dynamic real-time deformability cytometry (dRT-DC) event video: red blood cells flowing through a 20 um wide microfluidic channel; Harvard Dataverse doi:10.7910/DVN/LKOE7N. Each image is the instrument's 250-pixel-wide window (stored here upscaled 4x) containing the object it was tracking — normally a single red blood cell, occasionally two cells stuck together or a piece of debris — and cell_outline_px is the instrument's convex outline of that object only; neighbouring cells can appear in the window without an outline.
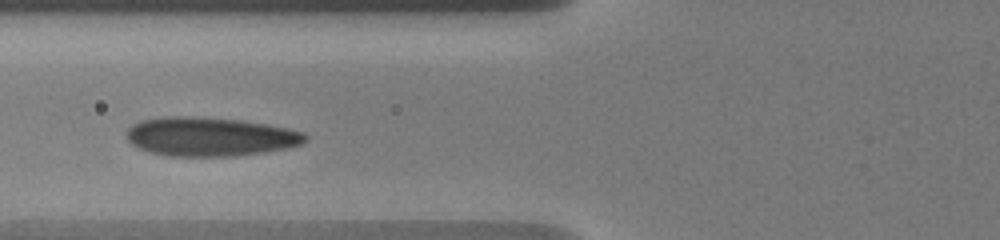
{"species": "human", "species_latin": "Homo sapiens", "temperature_condition": "warm", "stored_images_in_passage": 5, "camera_frame_rate_fps": 3000, "um_per_image_px": 0.085, "donor": {"sex": "male"}, "frame": {"image": 1, "passage_image": 4, "time_ms": 2.667, "image_size_px": [1000, 240], "cell_outline_px": [[308, 140], [304, 144], [288, 148], [264, 152], [236, 156], [168, 156], [148, 152], [132, 144], [128, 140], [124, 132], [132, 124], [140, 120], [164, 116], [192, 116], [240, 120], [288, 128], [304, 132], [308, 136]], "centroid_in_image_um": [17.85, 11.61], "position_along_channel_um": 108.0, "area_um2": 40.98}}